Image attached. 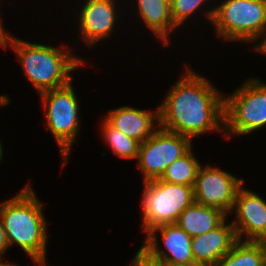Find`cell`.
Instances as JSON below:
<instances>
[{"mask_svg": "<svg viewBox=\"0 0 266 266\" xmlns=\"http://www.w3.org/2000/svg\"><path fill=\"white\" fill-rule=\"evenodd\" d=\"M185 72L158 107L159 127L189 138L224 131V98L206 78Z\"/></svg>", "mask_w": 266, "mask_h": 266, "instance_id": "1", "label": "cell"}, {"mask_svg": "<svg viewBox=\"0 0 266 266\" xmlns=\"http://www.w3.org/2000/svg\"><path fill=\"white\" fill-rule=\"evenodd\" d=\"M35 194L29 183L17 196L0 203L9 247L16 243L31 259L46 258L48 243L42 203Z\"/></svg>", "mask_w": 266, "mask_h": 266, "instance_id": "2", "label": "cell"}, {"mask_svg": "<svg viewBox=\"0 0 266 266\" xmlns=\"http://www.w3.org/2000/svg\"><path fill=\"white\" fill-rule=\"evenodd\" d=\"M28 80L37 89L38 94L60 88L72 81L70 73L80 65L82 59L65 48L30 43L14 38L12 46ZM62 49V50H61Z\"/></svg>", "mask_w": 266, "mask_h": 266, "instance_id": "3", "label": "cell"}, {"mask_svg": "<svg viewBox=\"0 0 266 266\" xmlns=\"http://www.w3.org/2000/svg\"><path fill=\"white\" fill-rule=\"evenodd\" d=\"M205 15L223 40L254 42L266 34V0H225Z\"/></svg>", "mask_w": 266, "mask_h": 266, "instance_id": "4", "label": "cell"}, {"mask_svg": "<svg viewBox=\"0 0 266 266\" xmlns=\"http://www.w3.org/2000/svg\"><path fill=\"white\" fill-rule=\"evenodd\" d=\"M266 126V84L250 78L224 97V131L228 139Z\"/></svg>", "mask_w": 266, "mask_h": 266, "instance_id": "5", "label": "cell"}, {"mask_svg": "<svg viewBox=\"0 0 266 266\" xmlns=\"http://www.w3.org/2000/svg\"><path fill=\"white\" fill-rule=\"evenodd\" d=\"M141 201L143 210V230L176 223L180 214L195 202L193 186L164 182L153 179L144 182Z\"/></svg>", "mask_w": 266, "mask_h": 266, "instance_id": "6", "label": "cell"}, {"mask_svg": "<svg viewBox=\"0 0 266 266\" xmlns=\"http://www.w3.org/2000/svg\"><path fill=\"white\" fill-rule=\"evenodd\" d=\"M46 110V127L61 149L64 163H67L71 146L79 128L80 110L72 81L67 85L40 93Z\"/></svg>", "mask_w": 266, "mask_h": 266, "instance_id": "7", "label": "cell"}, {"mask_svg": "<svg viewBox=\"0 0 266 266\" xmlns=\"http://www.w3.org/2000/svg\"><path fill=\"white\" fill-rule=\"evenodd\" d=\"M191 138L161 127L139 145L138 163L144 182L158 179L166 168L191 149Z\"/></svg>", "mask_w": 266, "mask_h": 266, "instance_id": "8", "label": "cell"}, {"mask_svg": "<svg viewBox=\"0 0 266 266\" xmlns=\"http://www.w3.org/2000/svg\"><path fill=\"white\" fill-rule=\"evenodd\" d=\"M244 180L209 165L200 166L194 184L195 202L220 210L226 216L232 211Z\"/></svg>", "mask_w": 266, "mask_h": 266, "instance_id": "9", "label": "cell"}, {"mask_svg": "<svg viewBox=\"0 0 266 266\" xmlns=\"http://www.w3.org/2000/svg\"><path fill=\"white\" fill-rule=\"evenodd\" d=\"M166 247L158 248L157 232ZM146 240L141 246L153 258L166 262L170 266L195 265L191 242L192 238L176 223L156 226L146 233Z\"/></svg>", "mask_w": 266, "mask_h": 266, "instance_id": "10", "label": "cell"}, {"mask_svg": "<svg viewBox=\"0 0 266 266\" xmlns=\"http://www.w3.org/2000/svg\"><path fill=\"white\" fill-rule=\"evenodd\" d=\"M241 186L233 209L236 220L231 222L238 240L245 234V241H262L266 237V201L253 191Z\"/></svg>", "mask_w": 266, "mask_h": 266, "instance_id": "11", "label": "cell"}, {"mask_svg": "<svg viewBox=\"0 0 266 266\" xmlns=\"http://www.w3.org/2000/svg\"><path fill=\"white\" fill-rule=\"evenodd\" d=\"M79 16V31L89 46L97 41L109 37L117 20L114 0H88L85 1Z\"/></svg>", "mask_w": 266, "mask_h": 266, "instance_id": "12", "label": "cell"}, {"mask_svg": "<svg viewBox=\"0 0 266 266\" xmlns=\"http://www.w3.org/2000/svg\"><path fill=\"white\" fill-rule=\"evenodd\" d=\"M226 218L211 231L192 238L194 264L214 266L238 241L235 228L226 224Z\"/></svg>", "mask_w": 266, "mask_h": 266, "instance_id": "13", "label": "cell"}, {"mask_svg": "<svg viewBox=\"0 0 266 266\" xmlns=\"http://www.w3.org/2000/svg\"><path fill=\"white\" fill-rule=\"evenodd\" d=\"M105 120L115 129L141 144L154 134L157 126L159 127V109L153 113L130 106H122L110 110Z\"/></svg>", "mask_w": 266, "mask_h": 266, "instance_id": "14", "label": "cell"}, {"mask_svg": "<svg viewBox=\"0 0 266 266\" xmlns=\"http://www.w3.org/2000/svg\"><path fill=\"white\" fill-rule=\"evenodd\" d=\"M225 218L220 210L194 202L180 214L176 224L193 238L216 228Z\"/></svg>", "mask_w": 266, "mask_h": 266, "instance_id": "15", "label": "cell"}, {"mask_svg": "<svg viewBox=\"0 0 266 266\" xmlns=\"http://www.w3.org/2000/svg\"><path fill=\"white\" fill-rule=\"evenodd\" d=\"M138 12L151 32L163 39V45L169 43L168 35L177 26L171 17L170 3L166 0H136Z\"/></svg>", "mask_w": 266, "mask_h": 266, "instance_id": "16", "label": "cell"}, {"mask_svg": "<svg viewBox=\"0 0 266 266\" xmlns=\"http://www.w3.org/2000/svg\"><path fill=\"white\" fill-rule=\"evenodd\" d=\"M214 266H266V244L238 240Z\"/></svg>", "mask_w": 266, "mask_h": 266, "instance_id": "17", "label": "cell"}, {"mask_svg": "<svg viewBox=\"0 0 266 266\" xmlns=\"http://www.w3.org/2000/svg\"><path fill=\"white\" fill-rule=\"evenodd\" d=\"M192 152L191 148L179 159H176L166 168L159 179L164 182L194 187L200 164Z\"/></svg>", "mask_w": 266, "mask_h": 266, "instance_id": "18", "label": "cell"}, {"mask_svg": "<svg viewBox=\"0 0 266 266\" xmlns=\"http://www.w3.org/2000/svg\"><path fill=\"white\" fill-rule=\"evenodd\" d=\"M104 120V121H103ZM102 120V136L105 142L109 144L113 152L120 158L124 159H137L140 143L121 131L111 126L105 119Z\"/></svg>", "mask_w": 266, "mask_h": 266, "instance_id": "19", "label": "cell"}, {"mask_svg": "<svg viewBox=\"0 0 266 266\" xmlns=\"http://www.w3.org/2000/svg\"><path fill=\"white\" fill-rule=\"evenodd\" d=\"M207 0H173L170 3L171 17L178 27Z\"/></svg>", "mask_w": 266, "mask_h": 266, "instance_id": "20", "label": "cell"}, {"mask_svg": "<svg viewBox=\"0 0 266 266\" xmlns=\"http://www.w3.org/2000/svg\"><path fill=\"white\" fill-rule=\"evenodd\" d=\"M130 266H169L166 262L153 258L142 247L137 251Z\"/></svg>", "mask_w": 266, "mask_h": 266, "instance_id": "21", "label": "cell"}, {"mask_svg": "<svg viewBox=\"0 0 266 266\" xmlns=\"http://www.w3.org/2000/svg\"><path fill=\"white\" fill-rule=\"evenodd\" d=\"M8 248H9L8 240L6 237L2 219L0 217V258H2V255L6 252Z\"/></svg>", "mask_w": 266, "mask_h": 266, "instance_id": "22", "label": "cell"}, {"mask_svg": "<svg viewBox=\"0 0 266 266\" xmlns=\"http://www.w3.org/2000/svg\"><path fill=\"white\" fill-rule=\"evenodd\" d=\"M14 38H15L14 35L5 33V30L3 28V25L0 19V45L3 46L4 48H7L8 45L12 46Z\"/></svg>", "mask_w": 266, "mask_h": 266, "instance_id": "23", "label": "cell"}, {"mask_svg": "<svg viewBox=\"0 0 266 266\" xmlns=\"http://www.w3.org/2000/svg\"><path fill=\"white\" fill-rule=\"evenodd\" d=\"M262 40L263 41H261L254 49H256V51L261 52V53L266 55V34L262 38Z\"/></svg>", "mask_w": 266, "mask_h": 266, "instance_id": "24", "label": "cell"}, {"mask_svg": "<svg viewBox=\"0 0 266 266\" xmlns=\"http://www.w3.org/2000/svg\"><path fill=\"white\" fill-rule=\"evenodd\" d=\"M36 264L40 266H46V258L32 259Z\"/></svg>", "mask_w": 266, "mask_h": 266, "instance_id": "25", "label": "cell"}, {"mask_svg": "<svg viewBox=\"0 0 266 266\" xmlns=\"http://www.w3.org/2000/svg\"><path fill=\"white\" fill-rule=\"evenodd\" d=\"M0 102H10L6 94L0 95Z\"/></svg>", "mask_w": 266, "mask_h": 266, "instance_id": "26", "label": "cell"}, {"mask_svg": "<svg viewBox=\"0 0 266 266\" xmlns=\"http://www.w3.org/2000/svg\"><path fill=\"white\" fill-rule=\"evenodd\" d=\"M0 266H17V265L16 264H13V263L11 264V263H8V262L5 263V262H3V261L0 260Z\"/></svg>", "mask_w": 266, "mask_h": 266, "instance_id": "27", "label": "cell"}, {"mask_svg": "<svg viewBox=\"0 0 266 266\" xmlns=\"http://www.w3.org/2000/svg\"><path fill=\"white\" fill-rule=\"evenodd\" d=\"M3 147H2V144H1V142H0V162H1V160H2V156H3V149H2Z\"/></svg>", "mask_w": 266, "mask_h": 266, "instance_id": "28", "label": "cell"}, {"mask_svg": "<svg viewBox=\"0 0 266 266\" xmlns=\"http://www.w3.org/2000/svg\"><path fill=\"white\" fill-rule=\"evenodd\" d=\"M9 104V102H0V107Z\"/></svg>", "mask_w": 266, "mask_h": 266, "instance_id": "29", "label": "cell"}, {"mask_svg": "<svg viewBox=\"0 0 266 266\" xmlns=\"http://www.w3.org/2000/svg\"><path fill=\"white\" fill-rule=\"evenodd\" d=\"M262 242L266 244V237L262 240Z\"/></svg>", "mask_w": 266, "mask_h": 266, "instance_id": "30", "label": "cell"}]
</instances>
